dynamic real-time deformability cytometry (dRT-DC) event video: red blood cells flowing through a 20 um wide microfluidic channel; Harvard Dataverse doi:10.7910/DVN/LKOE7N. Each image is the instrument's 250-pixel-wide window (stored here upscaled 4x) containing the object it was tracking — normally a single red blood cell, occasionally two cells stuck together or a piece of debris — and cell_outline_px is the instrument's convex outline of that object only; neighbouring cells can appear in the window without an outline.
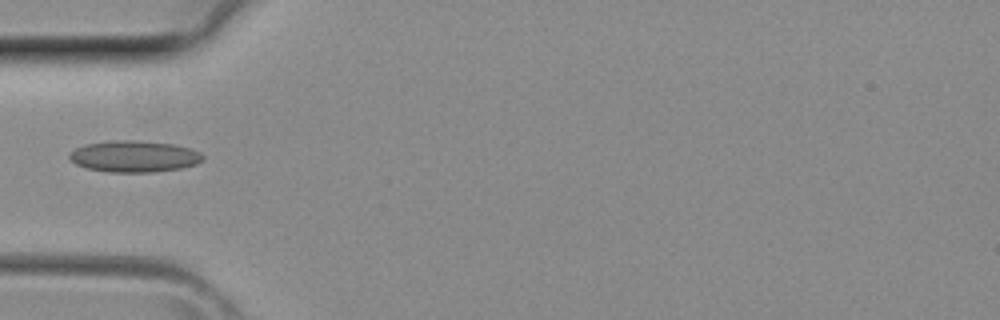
{"species": "common noctule bat (a hibernating species)", "species_latin": "Nyctalus noctula", "temperature_condition": "room temperature", "stored_images_in_passage": 28, "camera_frame_rate_fps": 3000, "um_per_image_px": 0.085, "animal": {"sex": "female", "body_mass_g": 29.2, "forearm_length_mm": 56.3}, "frame": {"image": 1, "passage_image": 2, "time_ms": 0.333, "image_size_px": [1000, 320], "cell_outline_px": [[204, 160], [196, 164], [180, 168], [152, 172], [108, 172], [88, 168], [76, 164], [68, 156], [76, 148], [84, 144], [116, 140], [136, 140], [172, 144], [188, 148], [200, 152], [204, 156]], "centroid_in_image_um": [11.42, 13.29], "position_along_channel_um": 73.6, "area_um2": 24.28}}
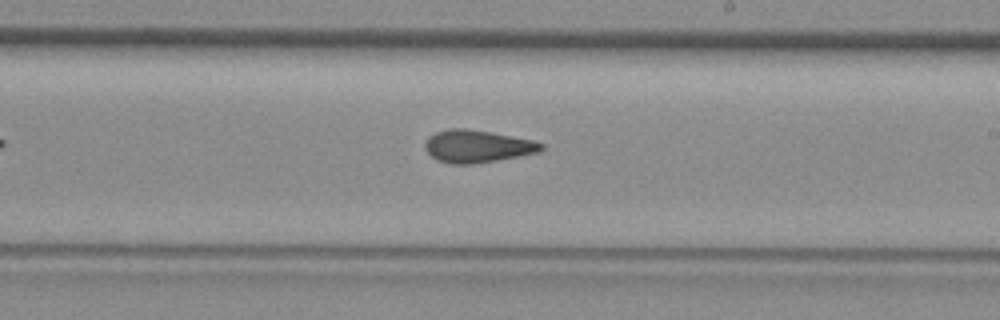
{"frame": {"image": 2, "passage_image": 12, "time_ms": 3.667, "image_size_px": [1000, 320], "cell_outline_px": [[544, 148], [540, 152], [496, 160], [472, 164], [452, 164], [436, 160], [424, 148], [424, 144], [428, 136], [436, 132], [448, 128], [464, 128], [492, 132], [532, 140], [544, 144]], "centroid_in_image_um": [40.54, 12.43], "position_along_channel_um": 248.5, "area_um2": 22.02}}
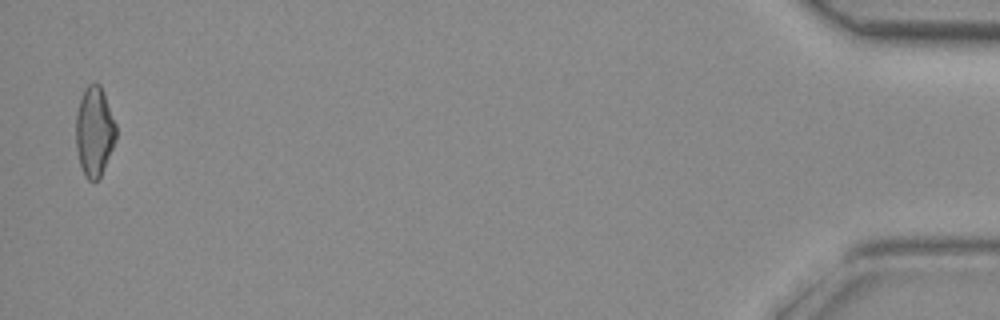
{"frame": {"image": 3, "passage_image": 28, "time_ms": 9.0, "image_size_px": [1000, 320], "cell_outline_px": [[116, 140], [100, 176], [96, 180], [88, 180], [84, 176], [80, 164], [76, 148], [76, 112], [80, 100], [88, 84], [100, 84], [104, 92], [116, 124]], "centroid_in_image_um": [8.02, 11.18], "position_along_channel_um": 427.2, "area_um2": 20.81}}